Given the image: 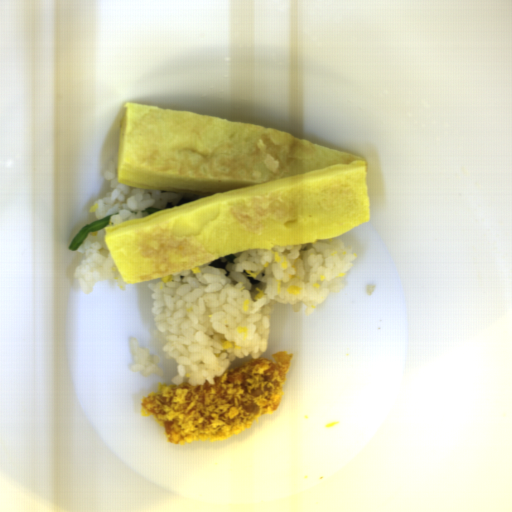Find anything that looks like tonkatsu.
Here are the masks:
<instances>
[{
	"instance_id": "d4beea91",
	"label": "tonkatsu",
	"mask_w": 512,
	"mask_h": 512,
	"mask_svg": "<svg viewBox=\"0 0 512 512\" xmlns=\"http://www.w3.org/2000/svg\"><path fill=\"white\" fill-rule=\"evenodd\" d=\"M293 355L282 350L272 358H253L213 377L214 384L160 382L155 393L141 400V412L163 427L167 443L232 438L278 409Z\"/></svg>"
}]
</instances>
